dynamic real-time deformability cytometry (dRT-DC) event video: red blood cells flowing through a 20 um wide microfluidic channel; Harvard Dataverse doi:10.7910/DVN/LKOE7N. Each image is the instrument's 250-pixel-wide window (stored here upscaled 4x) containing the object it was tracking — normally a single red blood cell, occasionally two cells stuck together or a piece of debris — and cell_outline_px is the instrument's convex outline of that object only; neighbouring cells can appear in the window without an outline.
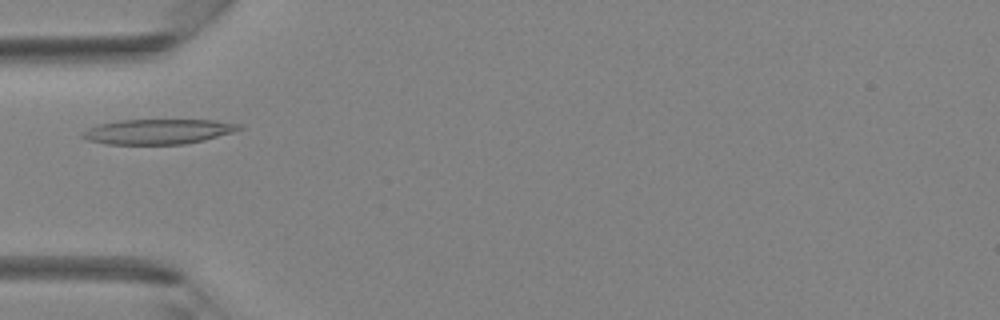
{"species": "Egyptian fruit bat (a non-hibernating species)", "species_latin": "Rousettus aegyptiacus", "temperature_condition": "room temperature", "stored_images_in_passage": 3, "camera_frame_rate_fps": 3000, "um_per_image_px": 0.085, "animal": {"sex": "female"}, "frame": {"image": 1, "passage_image": 2, "time_ms": 2.0, "image_size_px": [1000, 320], "cell_outline_px": [[244, 128], [232, 132], [204, 140], [184, 144], [104, 144], [88, 140], [80, 136], [80, 132], [88, 128], [100, 124], [120, 120], [216, 120], [240, 124]], "centroid_in_image_um": [13.41, 11.18], "position_along_channel_um": 71.6, "area_um2": 22.83}}
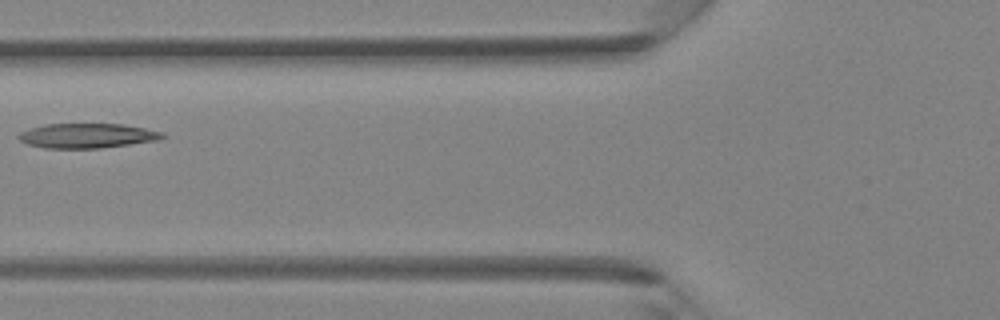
{"frame": {"image": 2, "passage_image": 3, "time_ms": 3.0, "image_size_px": [1000, 320], "cell_outline_px": [[168, 136], [156, 140], [100, 148], [44, 148], [28, 144], [20, 140], [16, 136], [20, 132], [44, 124], [124, 124], [164, 132]], "centroid_in_image_um": [7.41, 11.53], "position_along_channel_um": 118.4, "area_um2": 20.58}}